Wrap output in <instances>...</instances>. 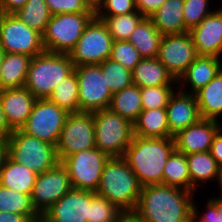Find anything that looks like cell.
Listing matches in <instances>:
<instances>
[{"label":"cell","mask_w":222,"mask_h":222,"mask_svg":"<svg viewBox=\"0 0 222 222\" xmlns=\"http://www.w3.org/2000/svg\"><path fill=\"white\" fill-rule=\"evenodd\" d=\"M95 195L93 191L72 188L45 214L53 222H87L89 202Z\"/></svg>","instance_id":"16"},{"label":"cell","mask_w":222,"mask_h":222,"mask_svg":"<svg viewBox=\"0 0 222 222\" xmlns=\"http://www.w3.org/2000/svg\"><path fill=\"white\" fill-rule=\"evenodd\" d=\"M28 221L29 218L25 215L0 211V222H28Z\"/></svg>","instance_id":"47"},{"label":"cell","mask_w":222,"mask_h":222,"mask_svg":"<svg viewBox=\"0 0 222 222\" xmlns=\"http://www.w3.org/2000/svg\"><path fill=\"white\" fill-rule=\"evenodd\" d=\"M113 38L105 23L94 16L68 54L74 66L101 64L110 58Z\"/></svg>","instance_id":"9"},{"label":"cell","mask_w":222,"mask_h":222,"mask_svg":"<svg viewBox=\"0 0 222 222\" xmlns=\"http://www.w3.org/2000/svg\"><path fill=\"white\" fill-rule=\"evenodd\" d=\"M175 149L174 138H142L134 135L123 158L142 186L163 184V169Z\"/></svg>","instance_id":"2"},{"label":"cell","mask_w":222,"mask_h":222,"mask_svg":"<svg viewBox=\"0 0 222 222\" xmlns=\"http://www.w3.org/2000/svg\"><path fill=\"white\" fill-rule=\"evenodd\" d=\"M52 15L62 13H95L85 0H45Z\"/></svg>","instance_id":"42"},{"label":"cell","mask_w":222,"mask_h":222,"mask_svg":"<svg viewBox=\"0 0 222 222\" xmlns=\"http://www.w3.org/2000/svg\"><path fill=\"white\" fill-rule=\"evenodd\" d=\"M194 94L202 119L222 121L220 120L222 117V69L206 86Z\"/></svg>","instance_id":"26"},{"label":"cell","mask_w":222,"mask_h":222,"mask_svg":"<svg viewBox=\"0 0 222 222\" xmlns=\"http://www.w3.org/2000/svg\"><path fill=\"white\" fill-rule=\"evenodd\" d=\"M177 89L178 85L140 88L143 110L166 108Z\"/></svg>","instance_id":"38"},{"label":"cell","mask_w":222,"mask_h":222,"mask_svg":"<svg viewBox=\"0 0 222 222\" xmlns=\"http://www.w3.org/2000/svg\"><path fill=\"white\" fill-rule=\"evenodd\" d=\"M191 180V192L196 193L207 182L218 180L221 168L209 151L186 155ZM200 188H199V187Z\"/></svg>","instance_id":"23"},{"label":"cell","mask_w":222,"mask_h":222,"mask_svg":"<svg viewBox=\"0 0 222 222\" xmlns=\"http://www.w3.org/2000/svg\"><path fill=\"white\" fill-rule=\"evenodd\" d=\"M183 9L184 0H166L149 18L162 35L186 33Z\"/></svg>","instance_id":"24"},{"label":"cell","mask_w":222,"mask_h":222,"mask_svg":"<svg viewBox=\"0 0 222 222\" xmlns=\"http://www.w3.org/2000/svg\"><path fill=\"white\" fill-rule=\"evenodd\" d=\"M162 34L150 18L145 17L130 35L128 41L142 58L158 57Z\"/></svg>","instance_id":"29"},{"label":"cell","mask_w":222,"mask_h":222,"mask_svg":"<svg viewBox=\"0 0 222 222\" xmlns=\"http://www.w3.org/2000/svg\"><path fill=\"white\" fill-rule=\"evenodd\" d=\"M12 130L8 127L0 102V138H8Z\"/></svg>","instance_id":"48"},{"label":"cell","mask_w":222,"mask_h":222,"mask_svg":"<svg viewBox=\"0 0 222 222\" xmlns=\"http://www.w3.org/2000/svg\"><path fill=\"white\" fill-rule=\"evenodd\" d=\"M221 69L222 58L198 55L185 73L178 79V89L185 93L194 94L200 88L206 86ZM188 86L190 90L187 88Z\"/></svg>","instance_id":"21"},{"label":"cell","mask_w":222,"mask_h":222,"mask_svg":"<svg viewBox=\"0 0 222 222\" xmlns=\"http://www.w3.org/2000/svg\"><path fill=\"white\" fill-rule=\"evenodd\" d=\"M166 111L172 137L201 119L195 94L179 89L171 96Z\"/></svg>","instance_id":"20"},{"label":"cell","mask_w":222,"mask_h":222,"mask_svg":"<svg viewBox=\"0 0 222 222\" xmlns=\"http://www.w3.org/2000/svg\"><path fill=\"white\" fill-rule=\"evenodd\" d=\"M112 94L133 84L132 71L110 58L98 64Z\"/></svg>","instance_id":"36"},{"label":"cell","mask_w":222,"mask_h":222,"mask_svg":"<svg viewBox=\"0 0 222 222\" xmlns=\"http://www.w3.org/2000/svg\"><path fill=\"white\" fill-rule=\"evenodd\" d=\"M109 109L133 124L143 111L140 87L132 84L114 93Z\"/></svg>","instance_id":"30"},{"label":"cell","mask_w":222,"mask_h":222,"mask_svg":"<svg viewBox=\"0 0 222 222\" xmlns=\"http://www.w3.org/2000/svg\"><path fill=\"white\" fill-rule=\"evenodd\" d=\"M107 26L113 41H128L137 25L145 18L138 10L117 16H96Z\"/></svg>","instance_id":"34"},{"label":"cell","mask_w":222,"mask_h":222,"mask_svg":"<svg viewBox=\"0 0 222 222\" xmlns=\"http://www.w3.org/2000/svg\"><path fill=\"white\" fill-rule=\"evenodd\" d=\"M87 4L94 10L101 4L102 0H85Z\"/></svg>","instance_id":"53"},{"label":"cell","mask_w":222,"mask_h":222,"mask_svg":"<svg viewBox=\"0 0 222 222\" xmlns=\"http://www.w3.org/2000/svg\"><path fill=\"white\" fill-rule=\"evenodd\" d=\"M133 134L142 138H173L166 108L143 110L133 123Z\"/></svg>","instance_id":"28"},{"label":"cell","mask_w":222,"mask_h":222,"mask_svg":"<svg viewBox=\"0 0 222 222\" xmlns=\"http://www.w3.org/2000/svg\"><path fill=\"white\" fill-rule=\"evenodd\" d=\"M72 188L69 174L59 162L52 169L37 174L31 193L33 206L38 213H45Z\"/></svg>","instance_id":"15"},{"label":"cell","mask_w":222,"mask_h":222,"mask_svg":"<svg viewBox=\"0 0 222 222\" xmlns=\"http://www.w3.org/2000/svg\"><path fill=\"white\" fill-rule=\"evenodd\" d=\"M136 11L135 0H102L95 10V16H117Z\"/></svg>","instance_id":"41"},{"label":"cell","mask_w":222,"mask_h":222,"mask_svg":"<svg viewBox=\"0 0 222 222\" xmlns=\"http://www.w3.org/2000/svg\"><path fill=\"white\" fill-rule=\"evenodd\" d=\"M79 84L80 112H94L110 106L112 92L107 86L101 67L98 64L75 66Z\"/></svg>","instance_id":"11"},{"label":"cell","mask_w":222,"mask_h":222,"mask_svg":"<svg viewBox=\"0 0 222 222\" xmlns=\"http://www.w3.org/2000/svg\"><path fill=\"white\" fill-rule=\"evenodd\" d=\"M0 211L27 216L29 219L38 214L30 195L13 191L0 185Z\"/></svg>","instance_id":"35"},{"label":"cell","mask_w":222,"mask_h":222,"mask_svg":"<svg viewBox=\"0 0 222 222\" xmlns=\"http://www.w3.org/2000/svg\"><path fill=\"white\" fill-rule=\"evenodd\" d=\"M95 13H62L52 15L42 35L44 50L69 54Z\"/></svg>","instance_id":"7"},{"label":"cell","mask_w":222,"mask_h":222,"mask_svg":"<svg viewBox=\"0 0 222 222\" xmlns=\"http://www.w3.org/2000/svg\"><path fill=\"white\" fill-rule=\"evenodd\" d=\"M2 16H3V12H2L1 5H0V21H1Z\"/></svg>","instance_id":"56"},{"label":"cell","mask_w":222,"mask_h":222,"mask_svg":"<svg viewBox=\"0 0 222 222\" xmlns=\"http://www.w3.org/2000/svg\"><path fill=\"white\" fill-rule=\"evenodd\" d=\"M132 82L140 88L178 85L157 57L142 58L132 71Z\"/></svg>","instance_id":"22"},{"label":"cell","mask_w":222,"mask_h":222,"mask_svg":"<svg viewBox=\"0 0 222 222\" xmlns=\"http://www.w3.org/2000/svg\"><path fill=\"white\" fill-rule=\"evenodd\" d=\"M30 56L18 53H4L0 70V90L25 86Z\"/></svg>","instance_id":"27"},{"label":"cell","mask_w":222,"mask_h":222,"mask_svg":"<svg viewBox=\"0 0 222 222\" xmlns=\"http://www.w3.org/2000/svg\"><path fill=\"white\" fill-rule=\"evenodd\" d=\"M124 214L106 198L95 195L89 202L87 222H118Z\"/></svg>","instance_id":"37"},{"label":"cell","mask_w":222,"mask_h":222,"mask_svg":"<svg viewBox=\"0 0 222 222\" xmlns=\"http://www.w3.org/2000/svg\"><path fill=\"white\" fill-rule=\"evenodd\" d=\"M163 184L191 191V180L186 155L176 149L163 169Z\"/></svg>","instance_id":"31"},{"label":"cell","mask_w":222,"mask_h":222,"mask_svg":"<svg viewBox=\"0 0 222 222\" xmlns=\"http://www.w3.org/2000/svg\"><path fill=\"white\" fill-rule=\"evenodd\" d=\"M218 8L189 31L197 55L222 58V5Z\"/></svg>","instance_id":"17"},{"label":"cell","mask_w":222,"mask_h":222,"mask_svg":"<svg viewBox=\"0 0 222 222\" xmlns=\"http://www.w3.org/2000/svg\"><path fill=\"white\" fill-rule=\"evenodd\" d=\"M68 54L44 51L31 58L25 88L37 99L48 98L57 84L74 71Z\"/></svg>","instance_id":"4"},{"label":"cell","mask_w":222,"mask_h":222,"mask_svg":"<svg viewBox=\"0 0 222 222\" xmlns=\"http://www.w3.org/2000/svg\"><path fill=\"white\" fill-rule=\"evenodd\" d=\"M137 10L149 18L166 0H135Z\"/></svg>","instance_id":"44"},{"label":"cell","mask_w":222,"mask_h":222,"mask_svg":"<svg viewBox=\"0 0 222 222\" xmlns=\"http://www.w3.org/2000/svg\"><path fill=\"white\" fill-rule=\"evenodd\" d=\"M118 222H142L133 213H125Z\"/></svg>","instance_id":"52"},{"label":"cell","mask_w":222,"mask_h":222,"mask_svg":"<svg viewBox=\"0 0 222 222\" xmlns=\"http://www.w3.org/2000/svg\"><path fill=\"white\" fill-rule=\"evenodd\" d=\"M28 0H0L3 14H14L20 10Z\"/></svg>","instance_id":"46"},{"label":"cell","mask_w":222,"mask_h":222,"mask_svg":"<svg viewBox=\"0 0 222 222\" xmlns=\"http://www.w3.org/2000/svg\"><path fill=\"white\" fill-rule=\"evenodd\" d=\"M95 129V147L111 157H123L131 144L133 124L109 108L91 112Z\"/></svg>","instance_id":"5"},{"label":"cell","mask_w":222,"mask_h":222,"mask_svg":"<svg viewBox=\"0 0 222 222\" xmlns=\"http://www.w3.org/2000/svg\"><path fill=\"white\" fill-rule=\"evenodd\" d=\"M28 222H53L45 213H38L31 219H29Z\"/></svg>","instance_id":"51"},{"label":"cell","mask_w":222,"mask_h":222,"mask_svg":"<svg viewBox=\"0 0 222 222\" xmlns=\"http://www.w3.org/2000/svg\"><path fill=\"white\" fill-rule=\"evenodd\" d=\"M110 59L117 61L125 68L133 71L141 61L137 49L129 41H113Z\"/></svg>","instance_id":"40"},{"label":"cell","mask_w":222,"mask_h":222,"mask_svg":"<svg viewBox=\"0 0 222 222\" xmlns=\"http://www.w3.org/2000/svg\"><path fill=\"white\" fill-rule=\"evenodd\" d=\"M37 173L6 156L0 170V185L31 196Z\"/></svg>","instance_id":"25"},{"label":"cell","mask_w":222,"mask_h":222,"mask_svg":"<svg viewBox=\"0 0 222 222\" xmlns=\"http://www.w3.org/2000/svg\"><path fill=\"white\" fill-rule=\"evenodd\" d=\"M79 84L78 79L73 71L69 76L62 79L59 84L56 85L53 93L48 99L66 110L68 113H79Z\"/></svg>","instance_id":"32"},{"label":"cell","mask_w":222,"mask_h":222,"mask_svg":"<svg viewBox=\"0 0 222 222\" xmlns=\"http://www.w3.org/2000/svg\"><path fill=\"white\" fill-rule=\"evenodd\" d=\"M4 57V51L0 48V70H1V64Z\"/></svg>","instance_id":"55"},{"label":"cell","mask_w":222,"mask_h":222,"mask_svg":"<svg viewBox=\"0 0 222 222\" xmlns=\"http://www.w3.org/2000/svg\"><path fill=\"white\" fill-rule=\"evenodd\" d=\"M0 48L4 53L34 57L43 53L42 35L21 22L15 14H3L0 21Z\"/></svg>","instance_id":"12"},{"label":"cell","mask_w":222,"mask_h":222,"mask_svg":"<svg viewBox=\"0 0 222 222\" xmlns=\"http://www.w3.org/2000/svg\"><path fill=\"white\" fill-rule=\"evenodd\" d=\"M217 186L220 188L219 189L220 192L217 198L222 199V169H221L220 175L218 176Z\"/></svg>","instance_id":"54"},{"label":"cell","mask_w":222,"mask_h":222,"mask_svg":"<svg viewBox=\"0 0 222 222\" xmlns=\"http://www.w3.org/2000/svg\"><path fill=\"white\" fill-rule=\"evenodd\" d=\"M37 98L25 87L0 90V102L8 127L20 129L28 119Z\"/></svg>","instance_id":"19"},{"label":"cell","mask_w":222,"mask_h":222,"mask_svg":"<svg viewBox=\"0 0 222 222\" xmlns=\"http://www.w3.org/2000/svg\"><path fill=\"white\" fill-rule=\"evenodd\" d=\"M8 154V138H0V170Z\"/></svg>","instance_id":"49"},{"label":"cell","mask_w":222,"mask_h":222,"mask_svg":"<svg viewBox=\"0 0 222 222\" xmlns=\"http://www.w3.org/2000/svg\"><path fill=\"white\" fill-rule=\"evenodd\" d=\"M209 152L222 169V126L216 132Z\"/></svg>","instance_id":"45"},{"label":"cell","mask_w":222,"mask_h":222,"mask_svg":"<svg viewBox=\"0 0 222 222\" xmlns=\"http://www.w3.org/2000/svg\"><path fill=\"white\" fill-rule=\"evenodd\" d=\"M221 121L200 119L175 135V148L185 155L210 151L213 138L222 126Z\"/></svg>","instance_id":"18"},{"label":"cell","mask_w":222,"mask_h":222,"mask_svg":"<svg viewBox=\"0 0 222 222\" xmlns=\"http://www.w3.org/2000/svg\"><path fill=\"white\" fill-rule=\"evenodd\" d=\"M194 199V192L179 187L145 185L133 214L142 222H192Z\"/></svg>","instance_id":"1"},{"label":"cell","mask_w":222,"mask_h":222,"mask_svg":"<svg viewBox=\"0 0 222 222\" xmlns=\"http://www.w3.org/2000/svg\"><path fill=\"white\" fill-rule=\"evenodd\" d=\"M204 204L205 206L203 209H205V211L202 210V212L200 213L199 211L201 210V208L198 207L199 204L197 203V201H193L192 220L194 222H219L217 207L209 199H207V202H205Z\"/></svg>","instance_id":"43"},{"label":"cell","mask_w":222,"mask_h":222,"mask_svg":"<svg viewBox=\"0 0 222 222\" xmlns=\"http://www.w3.org/2000/svg\"><path fill=\"white\" fill-rule=\"evenodd\" d=\"M216 207L218 210V221L222 222V199L217 198L214 196L213 198H208Z\"/></svg>","instance_id":"50"},{"label":"cell","mask_w":222,"mask_h":222,"mask_svg":"<svg viewBox=\"0 0 222 222\" xmlns=\"http://www.w3.org/2000/svg\"><path fill=\"white\" fill-rule=\"evenodd\" d=\"M197 56L189 32L162 36L157 58L175 80L178 81Z\"/></svg>","instance_id":"14"},{"label":"cell","mask_w":222,"mask_h":222,"mask_svg":"<svg viewBox=\"0 0 222 222\" xmlns=\"http://www.w3.org/2000/svg\"><path fill=\"white\" fill-rule=\"evenodd\" d=\"M142 185L123 157H111L102 170L96 195L106 198L124 213H133Z\"/></svg>","instance_id":"3"},{"label":"cell","mask_w":222,"mask_h":222,"mask_svg":"<svg viewBox=\"0 0 222 222\" xmlns=\"http://www.w3.org/2000/svg\"><path fill=\"white\" fill-rule=\"evenodd\" d=\"M68 115L66 110L52 103L48 98L37 99L20 130L56 146Z\"/></svg>","instance_id":"10"},{"label":"cell","mask_w":222,"mask_h":222,"mask_svg":"<svg viewBox=\"0 0 222 222\" xmlns=\"http://www.w3.org/2000/svg\"><path fill=\"white\" fill-rule=\"evenodd\" d=\"M7 155L37 174L52 169L60 162L55 145L29 136L20 129L9 135Z\"/></svg>","instance_id":"6"},{"label":"cell","mask_w":222,"mask_h":222,"mask_svg":"<svg viewBox=\"0 0 222 222\" xmlns=\"http://www.w3.org/2000/svg\"><path fill=\"white\" fill-rule=\"evenodd\" d=\"M21 22L29 28L39 32H45L46 26L52 14L45 0H28L26 4L14 13Z\"/></svg>","instance_id":"33"},{"label":"cell","mask_w":222,"mask_h":222,"mask_svg":"<svg viewBox=\"0 0 222 222\" xmlns=\"http://www.w3.org/2000/svg\"><path fill=\"white\" fill-rule=\"evenodd\" d=\"M109 156L97 147L73 153L60 160L74 189L96 192Z\"/></svg>","instance_id":"8"},{"label":"cell","mask_w":222,"mask_h":222,"mask_svg":"<svg viewBox=\"0 0 222 222\" xmlns=\"http://www.w3.org/2000/svg\"><path fill=\"white\" fill-rule=\"evenodd\" d=\"M95 147V129L91 112L69 113L56 145L58 159Z\"/></svg>","instance_id":"13"},{"label":"cell","mask_w":222,"mask_h":222,"mask_svg":"<svg viewBox=\"0 0 222 222\" xmlns=\"http://www.w3.org/2000/svg\"><path fill=\"white\" fill-rule=\"evenodd\" d=\"M210 2V0H184L183 16L189 31L217 9V5L210 9Z\"/></svg>","instance_id":"39"}]
</instances>
